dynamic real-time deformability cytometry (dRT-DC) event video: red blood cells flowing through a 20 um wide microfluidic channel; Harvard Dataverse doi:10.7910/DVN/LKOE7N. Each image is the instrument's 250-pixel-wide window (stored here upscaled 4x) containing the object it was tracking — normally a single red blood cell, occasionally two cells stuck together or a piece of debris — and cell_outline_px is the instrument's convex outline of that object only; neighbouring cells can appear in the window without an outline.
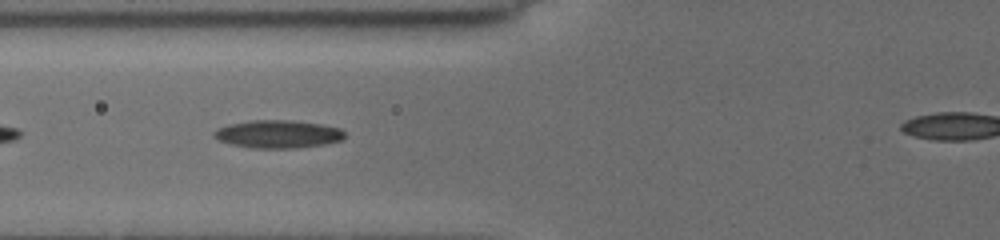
{"species": "common noctule bat (a hibernating species)", "species_latin": "Nyctalus noctula", "temperature_condition": "cold", "stored_images_in_passage": 4, "camera_frame_rate_fps": 3000, "um_per_image_px": 0.085, "animal": {"sex": "female", "body_mass_g": 19.5, "forearm_length_mm": 54.1}, "frame": {"image": 1, "passage_image": 3, "time_ms": 2.0, "image_size_px": [1000, 240], "cell_outline_px": [[344, 136], [340, 140], [324, 144], [296, 148], [252, 148], [232, 144], [220, 140], [212, 136], [212, 132], [216, 128], [228, 124], [248, 120], [292, 120], [320, 124], [340, 128], [344, 132]], "centroid_in_image_um": [23.57, 11.39], "position_along_channel_um": 102.2, "area_um2": 21.27}}